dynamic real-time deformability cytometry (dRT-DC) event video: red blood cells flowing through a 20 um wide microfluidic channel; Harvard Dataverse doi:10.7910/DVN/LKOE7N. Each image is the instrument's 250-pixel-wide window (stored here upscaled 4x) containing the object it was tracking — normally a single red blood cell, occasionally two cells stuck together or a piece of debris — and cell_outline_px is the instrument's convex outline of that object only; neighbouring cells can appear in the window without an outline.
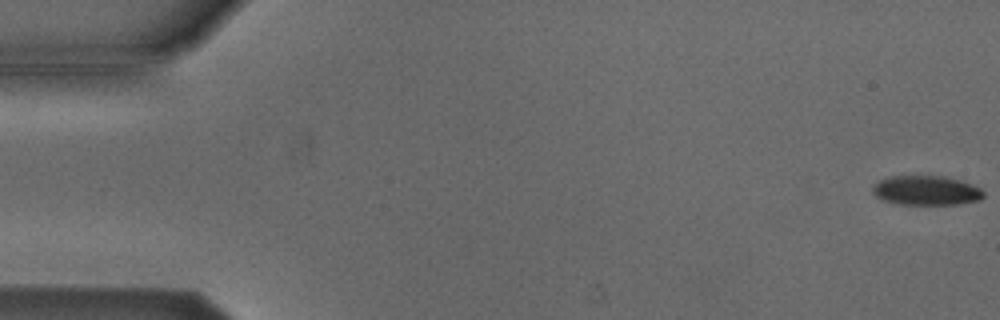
{"species": "Egyptian fruit bat (a non-hibernating species)", "species_latin": "Rousettus aegyptiacus", "temperature_condition": "cold", "stored_images_in_passage": 54, "camera_frame_rate_fps": 3000, "um_per_image_px": 0.085, "animal": {"sex": "male"}, "frame": {"image": 1, "passage_image": 1, "time_ms": 0.0, "image_size_px": [1000, 320], "cell_outline_px": [[984, 196], [980, 200], [956, 204], [900, 204], [880, 200], [872, 192], [872, 184], [880, 180], [892, 176], [944, 176], [960, 180], [972, 184], [980, 188], [984, 192]], "centroid_in_image_um": [78.71, 16.19], "position_along_channel_um": 6.3, "area_um2": 19.13}}
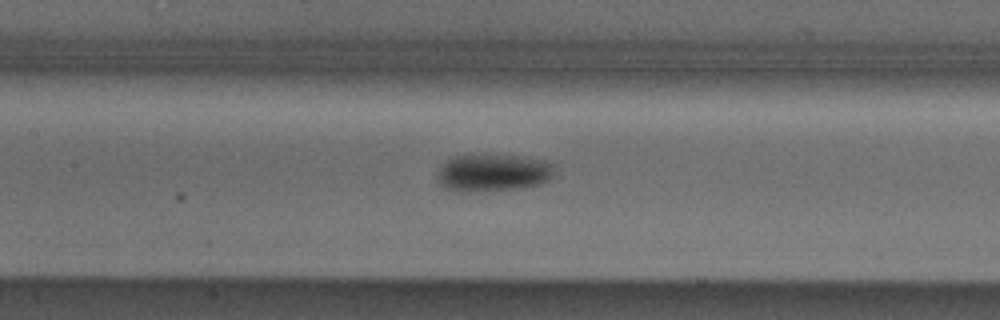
{"frame": {"image": 2, "passage_image": 25, "time_ms": 8.0, "image_size_px": [1000, 320], "cell_outline_px": [[556, 168], [552, 176], [548, 180], [540, 184], [520, 188], [468, 192], [456, 192], [444, 188], [440, 180], [440, 168], [448, 160], [456, 156], [516, 156], [544, 160], [552, 164]], "centroid_in_image_um": [41.96, 14.71], "position_along_channel_um": 165.4, "area_um2": 24.97}}
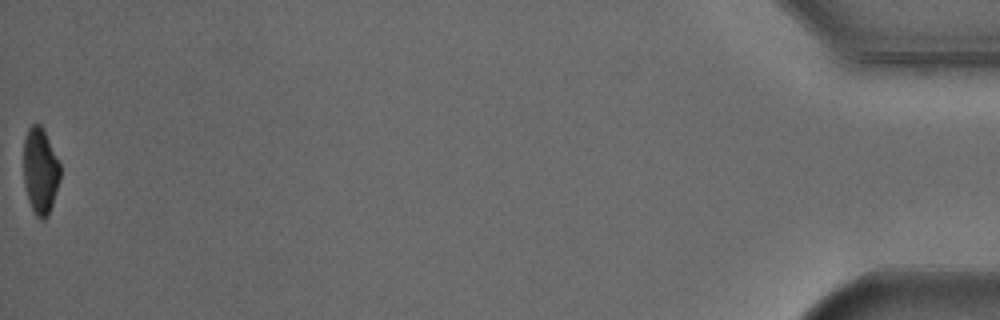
{"frame": {"image": 3, "passage_image": 54, "time_ms": 17.667, "image_size_px": [1000, 320], "cell_outline_px": [[60, 180], [48, 216], [44, 220], [40, 220], [36, 216], [28, 200], [24, 184], [24, 136], [28, 128], [32, 124], [40, 124], [60, 164]], "centroid_in_image_um": [3.41, 14.55], "position_along_channel_um": 431.8, "area_um2": 18.26}, "authors_computed_cell_mechanics": {"area_um2": 21.675, "velocity_mm_per_s": 3.8469, "shape_relaxation_time_tau1_ms": 1.6106, "shape_relaxation_time_tau2_ms": null, "deformation_change_tau1": 0.1062, "deformation_change_tau2": null}}